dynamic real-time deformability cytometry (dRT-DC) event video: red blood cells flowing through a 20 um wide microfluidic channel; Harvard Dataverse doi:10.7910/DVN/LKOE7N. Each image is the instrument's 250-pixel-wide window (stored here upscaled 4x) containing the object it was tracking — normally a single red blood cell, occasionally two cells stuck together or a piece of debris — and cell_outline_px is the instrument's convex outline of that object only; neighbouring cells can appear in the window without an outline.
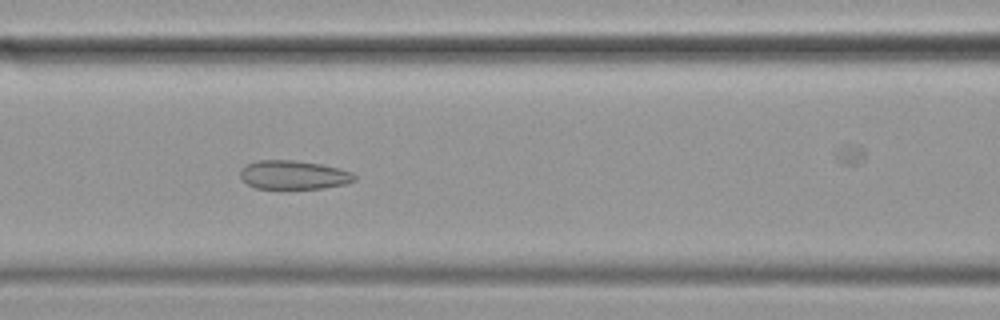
{"species": "common noctule bat (a hibernating species)", "species_latin": "Nyctalus noctula", "temperature_condition": "cold", "stored_images_in_passage": 45, "camera_frame_rate_fps": 3000, "um_per_image_px": 0.085, "animal": {"sex": "female", "body_mass_g": 19.9}, "frame": {"image": 1, "passage_image": 24, "time_ms": 7.667, "image_size_px": [1000, 320], "cell_outline_px": [[356, 180], [344, 184], [324, 188], [256, 188], [248, 184], [240, 176], [240, 172], [248, 164], [256, 160], [292, 160], [320, 164], [340, 168], [352, 172], [356, 176]], "centroid_in_image_um": [24.99, 14.86], "position_along_channel_um": 141.6, "area_um2": 18.96}}
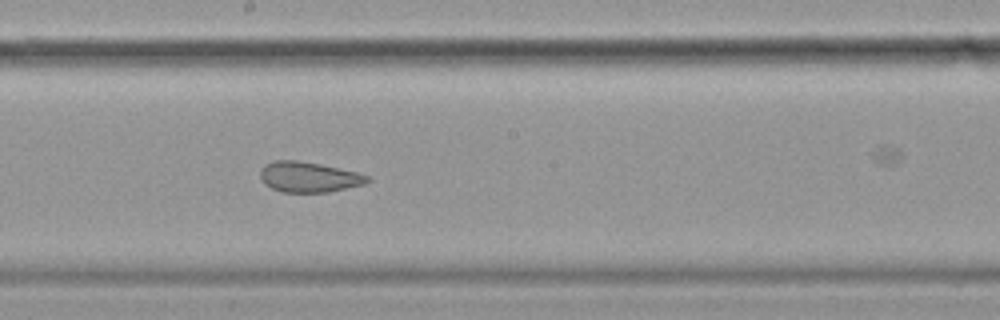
{"frame": {"image": 2, "passage_image": 31, "time_ms": 10.0, "image_size_px": [1000, 320], "cell_outline_px": [[372, 180], [364, 184], [328, 192], [284, 192], [272, 188], [264, 184], [260, 176], [260, 172], [264, 164], [276, 160], [296, 160], [320, 164], [356, 172], [372, 176]], "centroid_in_image_um": [26.26, 15.04], "position_along_channel_um": 221.9, "area_um2": 18.96}}
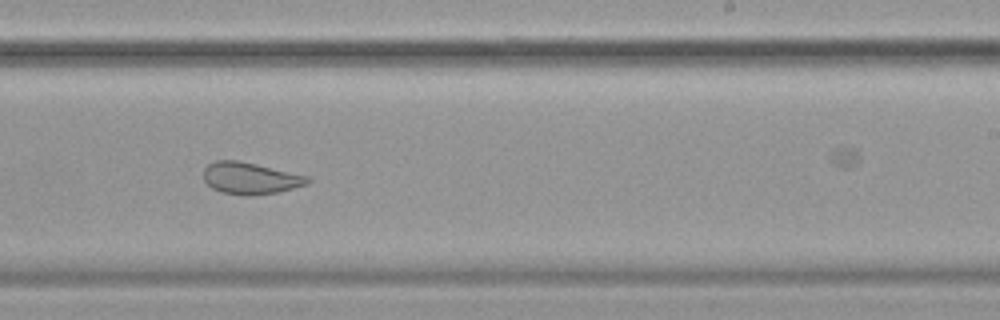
{"frame": {"image": 3, "passage_image": 35, "time_ms": 11.333, "image_size_px": [1000, 320], "cell_outline_px": [[312, 180], [308, 184], [280, 192], [252, 196], [248, 196], [220, 192], [212, 188], [204, 180], [204, 168], [208, 164], [216, 160], [236, 160], [256, 164], [308, 176]], "centroid_in_image_um": [21.29, 15.16], "position_along_channel_um": 267.7, "area_um2": 19.36}}